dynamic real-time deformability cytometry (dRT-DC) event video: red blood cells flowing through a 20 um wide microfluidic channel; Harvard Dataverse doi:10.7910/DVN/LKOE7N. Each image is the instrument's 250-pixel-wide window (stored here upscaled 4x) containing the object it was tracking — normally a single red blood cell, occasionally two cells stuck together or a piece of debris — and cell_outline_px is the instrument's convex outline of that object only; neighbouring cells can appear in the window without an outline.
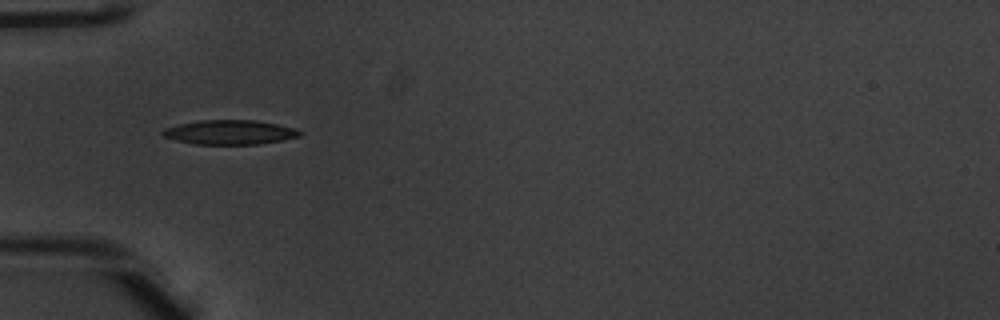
{"species": "common noctule bat (a hibernating species)", "species_latin": "Nyctalus noctula", "temperature_condition": "warm", "stored_images_in_passage": 6, "camera_frame_rate_fps": 3000, "um_per_image_px": 0.085, "animal": {"sex": "male", "body_mass_g": 20.1, "forearm_length_mm": 53.5}, "frame": {"image": 1, "passage_image": 3, "time_ms": 0.667, "image_size_px": [1000, 320], "cell_outline_px": [[304, 132], [300, 136], [284, 140], [260, 144], [192, 144], [176, 140], [164, 136], [160, 132], [164, 128], [180, 124], [200, 120], [256, 120], [296, 128]], "centroid_in_image_um": [19.57, 11.24], "position_along_channel_um": 65.4, "area_um2": 19.59}}